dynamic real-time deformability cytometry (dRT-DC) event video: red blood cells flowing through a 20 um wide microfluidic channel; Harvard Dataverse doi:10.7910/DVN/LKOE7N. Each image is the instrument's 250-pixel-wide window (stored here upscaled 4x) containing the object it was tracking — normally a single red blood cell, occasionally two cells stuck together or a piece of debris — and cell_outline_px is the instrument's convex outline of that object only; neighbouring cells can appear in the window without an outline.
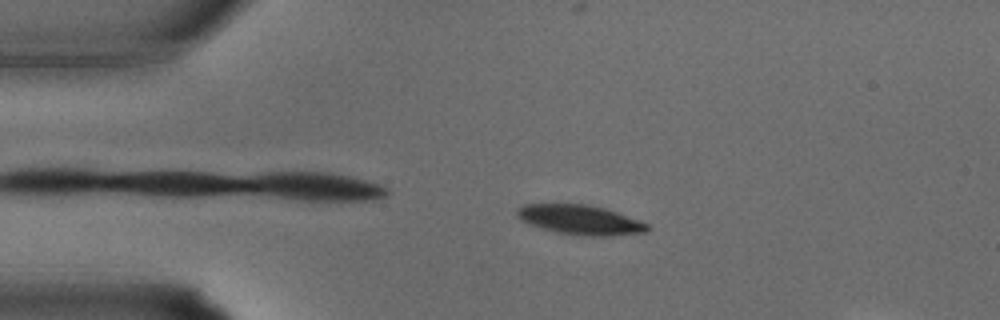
{"species": "common noctule bat (a hibernating species)", "species_latin": "Nyctalus noctula", "temperature_condition": "warm", "stored_images_in_passage": 29, "camera_frame_rate_fps": 3000, "um_per_image_px": 0.085, "animal": {"sex": "male", "body_mass_g": 15.6}, "frame": {"image": 1, "passage_image": 3, "time_ms": 0.667, "image_size_px": [1000, 320], "cell_outline_px": [[648, 232], [608, 236], [580, 236], [556, 232], [528, 224], [520, 220], [516, 216], [516, 208], [524, 204], [584, 204], [604, 208], [616, 212], [648, 224]], "centroid_in_image_um": [49.26, 18.69], "position_along_channel_um": 35.7, "area_um2": 22.48}}
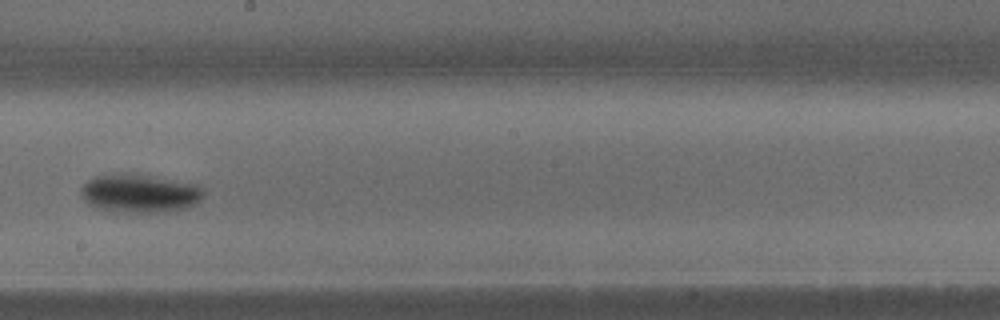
{"frame": {"image": 2, "passage_image": 15, "time_ms": 4.667, "image_size_px": [1000, 320], "cell_outline_px": [[204, 192], [200, 200], [196, 204], [184, 208], [168, 212], [124, 212], [96, 208], [88, 204], [80, 196], [80, 188], [88, 180], [96, 176], [152, 176], [196, 184]], "centroid_in_image_um": [11.87, 16.48], "position_along_channel_um": 236.3, "area_um2": 26.76}}
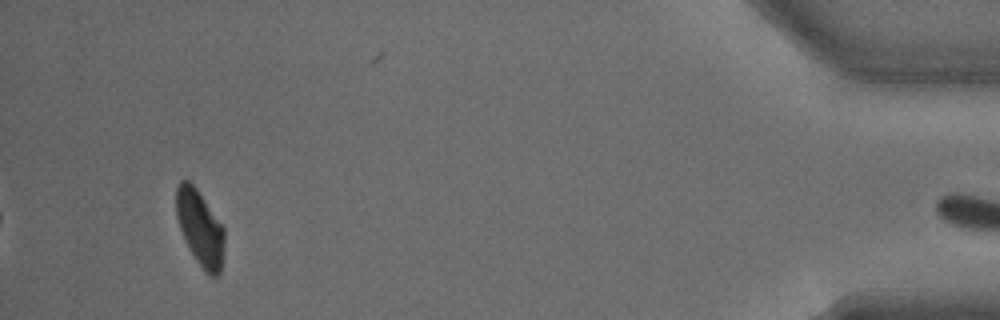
{"frame": {"image": 3, "passage_image": 28, "time_ms": 9.0, "image_size_px": [1000, 320], "cell_outline_px": [[224, 244], [220, 272], [216, 276], [208, 276], [204, 272], [196, 260], [180, 228], [176, 216], [176, 188], [180, 180], [188, 180], [196, 188], [224, 228]], "centroid_in_image_um": [17.0, 19.38], "position_along_channel_um": 418.2, "area_um2": 20.81}}